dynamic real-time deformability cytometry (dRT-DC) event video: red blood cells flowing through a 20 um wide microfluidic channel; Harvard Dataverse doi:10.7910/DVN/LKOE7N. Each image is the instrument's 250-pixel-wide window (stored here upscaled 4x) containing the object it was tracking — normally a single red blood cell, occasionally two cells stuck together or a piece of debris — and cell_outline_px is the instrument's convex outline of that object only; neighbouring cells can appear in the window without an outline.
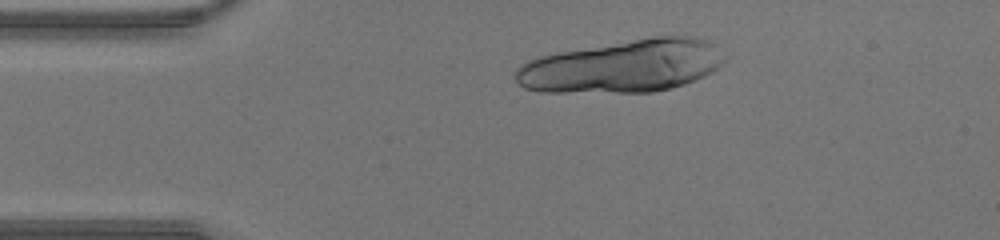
{"species": "human", "species_latin": "Homo sapiens", "temperature_condition": "warm", "stored_images_in_passage": 11, "camera_frame_rate_fps": 3000, "um_per_image_px": 0.085, "donor": {"sex": "male"}, "frame": {"image": 1, "passage_image": 4, "time_ms": 1.0, "image_size_px": [1000, 240], "cell_outline_px": [[728, 60], [712, 72], [696, 80], [672, 88], [652, 92], [540, 92], [524, 88], [516, 80], [516, 68], [520, 64], [528, 60], [540, 56], [560, 52], [656, 36], [696, 36], [708, 40], [728, 56]], "centroid_in_image_um": [52.99, 5.63], "position_along_channel_um": 32.0, "area_um2": 64.22}}